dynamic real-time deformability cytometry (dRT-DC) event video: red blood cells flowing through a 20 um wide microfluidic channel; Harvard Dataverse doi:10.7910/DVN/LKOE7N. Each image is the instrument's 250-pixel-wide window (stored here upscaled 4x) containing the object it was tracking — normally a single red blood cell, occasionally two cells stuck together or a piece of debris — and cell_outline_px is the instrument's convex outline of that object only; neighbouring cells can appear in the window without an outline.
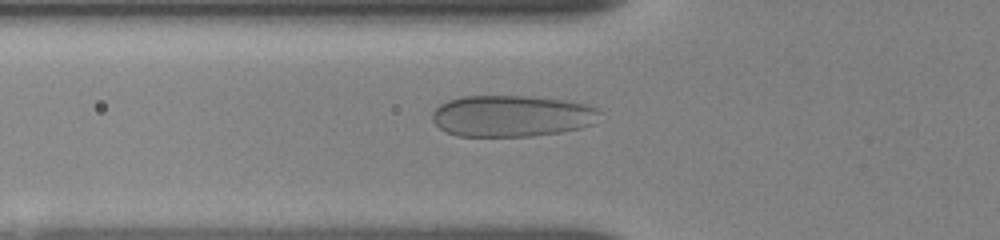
{"species": "human", "species_latin": "Homo sapiens", "temperature_condition": "room temperature", "stored_images_in_passage": 19, "camera_frame_rate_fps": 3000, "um_per_image_px": 0.085, "donor": {"sex": "female"}, "frame": {"image": 1, "passage_image": 6, "time_ms": 1.667, "image_size_px": [1000, 240], "cell_outline_px": [[600, 112], [592, 124], [580, 128], [560, 132], [532, 136], [456, 136], [440, 128], [432, 120], [432, 112], [440, 104], [448, 100], [460, 96], [528, 96], [564, 100], [584, 104], [596, 108]], "centroid_in_image_um": [43.45, 9.85], "position_along_channel_um": 82.3, "area_um2": 40.34}}
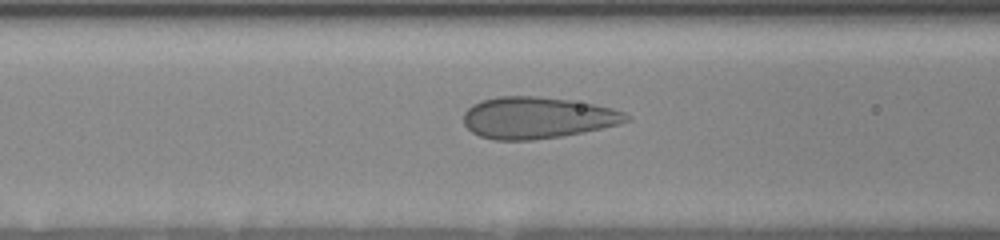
{"frame": {"image": 2, "passage_image": 11, "time_ms": 2.667, "image_size_px": [1000, 240], "cell_outline_px": [[632, 116], [628, 120], [616, 124], [584, 132], [560, 136], [532, 140], [496, 140], [480, 136], [472, 132], [464, 124], [464, 112], [472, 104], [480, 100], [496, 96], [536, 96], [572, 100], [612, 108], [624, 112]], "centroid_in_image_um": [45.63, 10.0], "position_along_channel_um": 121.0, "area_um2": 39.36}}
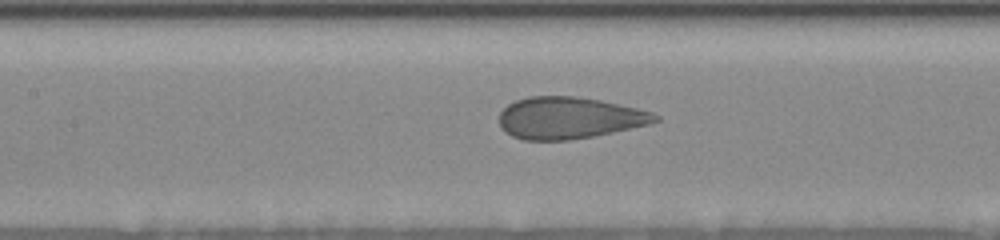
{"frame": {"image": 3, "passage_image": 15, "time_ms": 3.667, "image_size_px": [1000, 240], "cell_outline_px": [[660, 120], [648, 124], [612, 132], [592, 136], [568, 140], [524, 140], [512, 136], [504, 132], [500, 124], [500, 112], [508, 104], [516, 100], [528, 96], [576, 96], [600, 100], [636, 108], [652, 112], [660, 116]], "centroid_in_image_um": [48.35, 10.02], "position_along_channel_um": 159.0, "area_um2": 37.8}}